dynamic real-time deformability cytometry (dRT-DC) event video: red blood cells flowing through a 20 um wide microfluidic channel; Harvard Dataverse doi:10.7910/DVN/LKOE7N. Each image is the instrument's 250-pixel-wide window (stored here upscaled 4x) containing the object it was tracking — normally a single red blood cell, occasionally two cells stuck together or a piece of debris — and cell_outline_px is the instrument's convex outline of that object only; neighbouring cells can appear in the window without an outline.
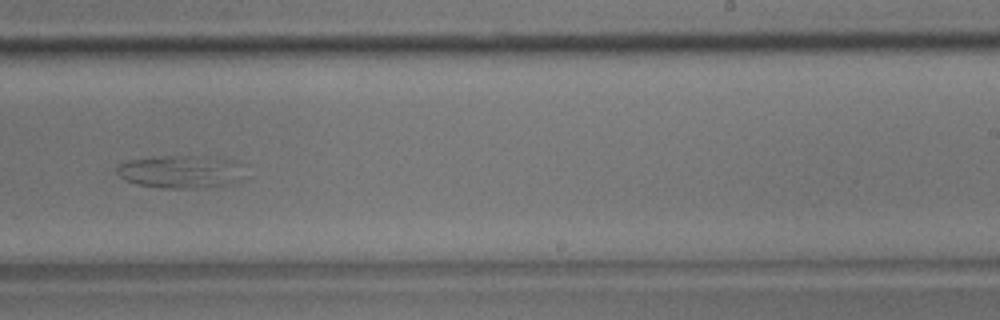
{"species": "common noctule bat (a hibernating species)", "species_latin": "Nyctalus noctula", "temperature_condition": "room temperature", "stored_images_in_passage": 46, "camera_frame_rate_fps": 3000, "um_per_image_px": 0.085, "animal": {"sex": "male", "body_mass_g": 17.9}, "frame": {"image": 1, "passage_image": 28, "time_ms": 9.0, "image_size_px": [1000, 320], "cell_outline_px": [[248, 176], [244, 180], [232, 184], [204, 188], [164, 188], [136, 184], [120, 176], [116, 172], [116, 168], [120, 164], [128, 160], [160, 156], [208, 156], [228, 160]], "centroid_in_image_um": [15.38, 14.61], "position_along_channel_um": 273.6, "area_um2": 24.45}}
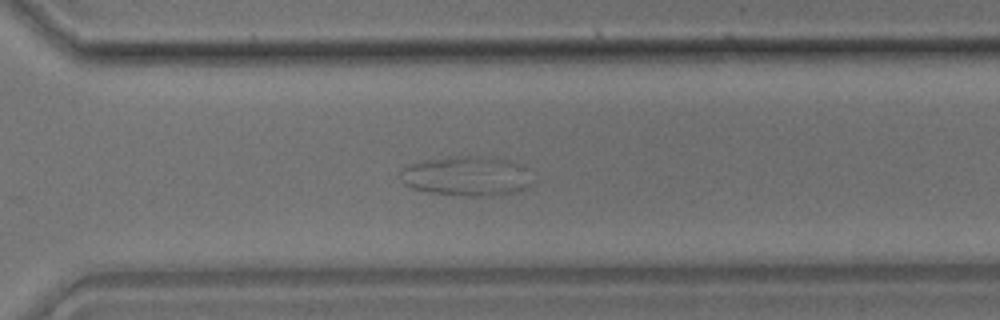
{"frame": {"image": 2, "passage_image": 32, "time_ms": 10.333, "image_size_px": [1000, 320], "cell_outline_px": [[536, 180], [532, 184], [524, 188], [512, 192], [488, 196], [464, 196], [428, 192], [412, 188], [404, 184], [400, 172], [400, 168], [408, 164], [424, 160], [448, 156], [484, 156], [512, 160], [524, 164]], "centroid_in_image_um": [39.71, 14.94], "position_along_channel_um": 330.9, "area_um2": 31.21}}